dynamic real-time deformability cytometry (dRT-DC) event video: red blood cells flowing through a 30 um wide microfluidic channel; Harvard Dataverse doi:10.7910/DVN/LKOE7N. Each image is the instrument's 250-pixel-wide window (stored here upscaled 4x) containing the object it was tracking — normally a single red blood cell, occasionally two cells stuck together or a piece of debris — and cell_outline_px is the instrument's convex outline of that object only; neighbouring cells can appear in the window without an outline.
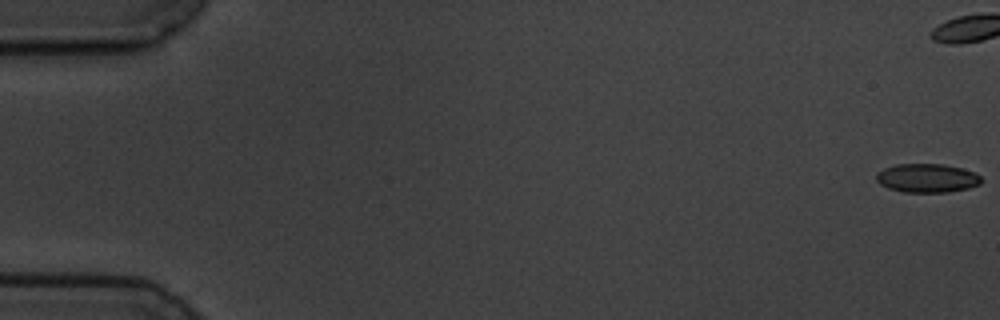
{"species": "common noctule bat (a hibernating species)", "species_latin": "Nyctalus noctula", "temperature_condition": "cold", "stored_images_in_passage": 6, "camera_frame_rate_fps": 3000, "um_per_image_px": 0.085, "animal": {"sex": "male", "body_mass_g": 19.5, "forearm_length_mm": 54.6}, "frame": {"image": 1, "passage_image": 1, "time_ms": 0.0, "image_size_px": [1000, 320], "cell_outline_px": [[984, 180], [980, 184], [968, 188], [948, 192], [904, 192], [888, 188], [880, 184], [876, 180], [876, 172], [884, 168], [896, 164], [944, 164], [960, 168], [972, 172], [980, 176]], "centroid_in_image_um": [78.78, 15.14], "position_along_channel_um": 6.2, "area_um2": 17.63}}
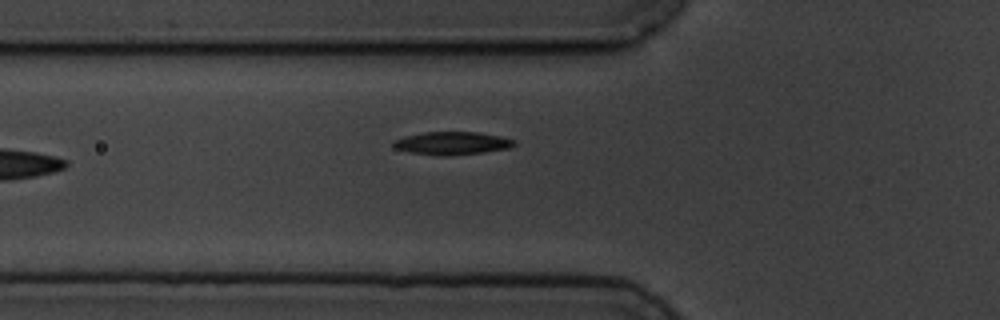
{"frame": {"image": 2, "passage_image": 6, "time_ms": 7.667, "image_size_px": [1000, 320], "cell_outline_px": [[516, 144], [508, 148], [484, 152], [448, 156], [444, 156], [408, 152], [396, 148], [392, 144], [392, 140], [404, 136], [424, 132], [480, 132], [500, 136], [516, 140]], "centroid_in_image_um": [38.42, 12.17], "position_along_channel_um": 87.4, "area_um2": 16.24}}